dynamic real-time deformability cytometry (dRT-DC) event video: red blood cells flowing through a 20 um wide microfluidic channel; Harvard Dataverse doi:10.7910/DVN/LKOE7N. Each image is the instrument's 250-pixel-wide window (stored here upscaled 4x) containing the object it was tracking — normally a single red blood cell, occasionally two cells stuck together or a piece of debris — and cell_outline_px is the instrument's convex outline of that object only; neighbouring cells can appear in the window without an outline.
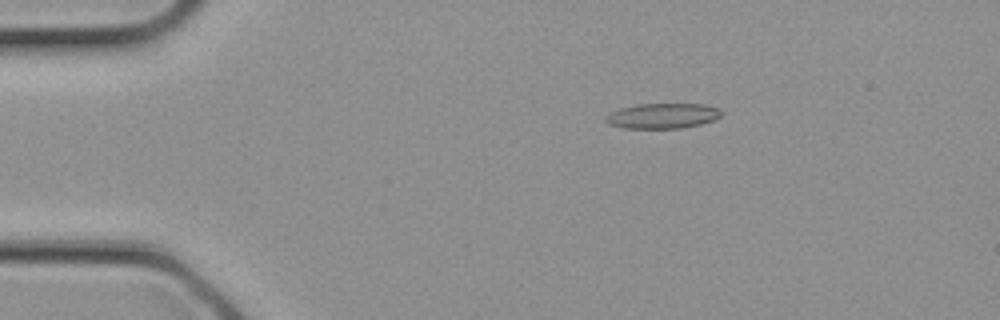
{"species": "common noctule bat (a hibernating species)", "species_latin": "Nyctalus noctula", "temperature_condition": "cold", "stored_images_in_passage": 14, "camera_frame_rate_fps": 3000, "um_per_image_px": 0.085, "animal": {"sex": "female", "body_mass_g": 21.9}, "frame": {"image": 1, "passage_image": 2, "time_ms": 0.333, "image_size_px": [1000, 320], "cell_outline_px": [[720, 116], [712, 120], [700, 124], [680, 128], [624, 128], [608, 124], [604, 120], [604, 116], [608, 112], [620, 108], [636, 104], [704, 104], [720, 108]], "centroid_in_image_um": [56.25, 9.84], "position_along_channel_um": 28.8, "area_um2": 17.05}}
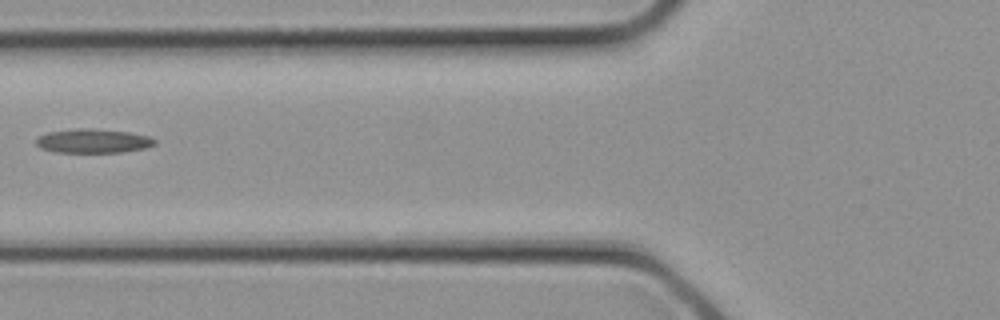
{"frame": {"image": 2, "passage_image": 8, "time_ms": 2.333, "image_size_px": [1000, 320], "cell_outline_px": [[156, 144], [144, 148], [120, 152], [56, 152], [40, 148], [36, 144], [36, 140], [40, 136], [48, 132], [76, 128], [92, 128], [128, 132], [148, 136], [156, 140]], "centroid_in_image_um": [7.9, 11.97], "position_along_channel_um": 117.9, "area_um2": 16.53}}
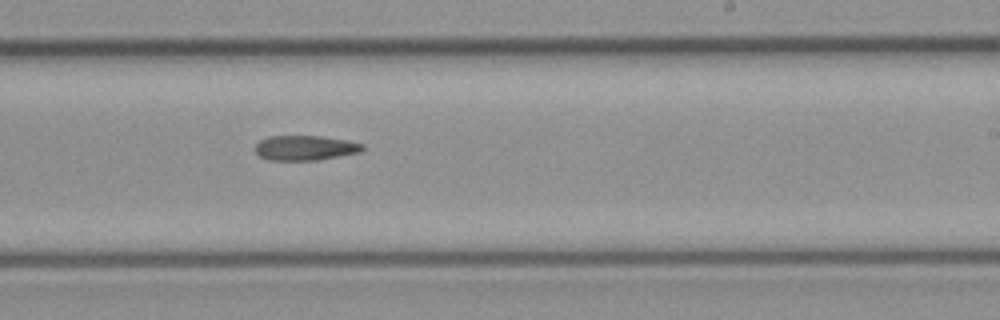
{"frame": {"image": 3, "passage_image": 14, "time_ms": 4.333, "image_size_px": [1000, 320], "cell_outline_px": [[364, 148], [360, 152], [320, 160], [268, 160], [260, 156], [252, 148], [260, 140], [268, 136], [320, 136], [348, 140], [364, 144]], "centroid_in_image_um": [25.92, 12.57], "position_along_channel_um": 263.1, "area_um2": 15.72}}